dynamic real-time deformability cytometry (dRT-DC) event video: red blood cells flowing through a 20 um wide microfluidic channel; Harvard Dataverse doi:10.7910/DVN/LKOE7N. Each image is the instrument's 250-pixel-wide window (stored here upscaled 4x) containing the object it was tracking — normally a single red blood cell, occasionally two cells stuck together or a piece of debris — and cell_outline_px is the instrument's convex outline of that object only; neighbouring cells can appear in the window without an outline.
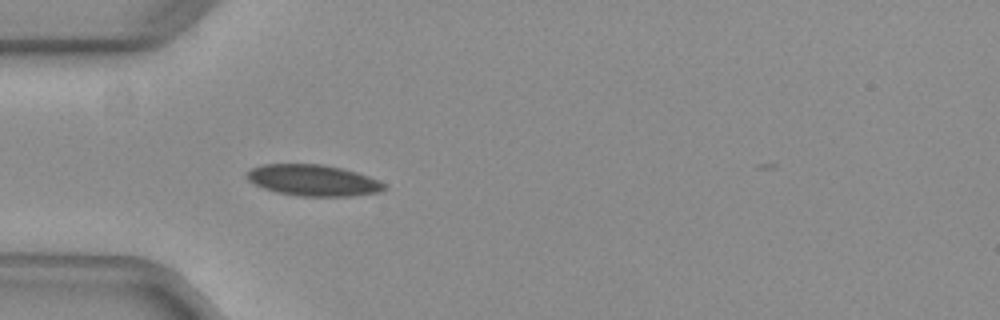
{"species": "common noctule bat (a hibernating species)", "species_latin": "Nyctalus noctula", "temperature_condition": "warm", "stored_images_in_passage": 34, "camera_frame_rate_fps": 3000, "um_per_image_px": 0.085, "animal": {"sex": "female", "body_mass_g": 29.2, "forearm_length_mm": 56.3}, "frame": {"image": 1, "passage_image": 1, "time_ms": 0.0, "image_size_px": [1000, 320], "cell_outline_px": [[388, 188], [380, 192], [352, 196], [300, 196], [276, 192], [264, 188], [248, 180], [244, 176], [244, 172], [252, 168], [264, 164], [320, 164], [340, 168], [356, 172], [368, 176], [384, 184]], "centroid_in_image_um": [26.59, 15.33], "position_along_channel_um": 58.4, "area_um2": 24.91}}